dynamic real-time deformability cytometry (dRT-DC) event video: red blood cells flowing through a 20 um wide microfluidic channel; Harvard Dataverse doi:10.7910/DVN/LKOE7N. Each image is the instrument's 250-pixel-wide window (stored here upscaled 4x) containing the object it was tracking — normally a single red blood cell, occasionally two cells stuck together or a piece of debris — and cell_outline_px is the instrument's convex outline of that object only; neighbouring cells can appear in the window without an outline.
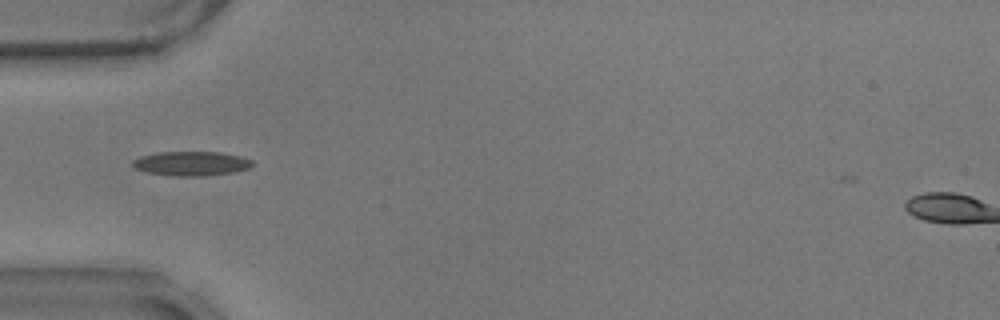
{"species": "common noctule bat (a hibernating species)", "species_latin": "Nyctalus noctula", "temperature_condition": "warm", "stored_images_in_passage": 42, "camera_frame_rate_fps": 3000, "um_per_image_px": 0.085, "animal": {"sex": "male", "body_mass_g": 17.9}, "frame": {"image": 1, "passage_image": 3, "time_ms": 0.667, "image_size_px": [1000, 320], "cell_outline_px": [[252, 164], [248, 168], [236, 172], [204, 176], [172, 176], [148, 172], [136, 168], [132, 164], [132, 160], [140, 156], [160, 152], [220, 152], [240, 156], [252, 160]], "centroid_in_image_um": [16.27, 13.9], "position_along_channel_um": 68.7, "area_um2": 16.94}}
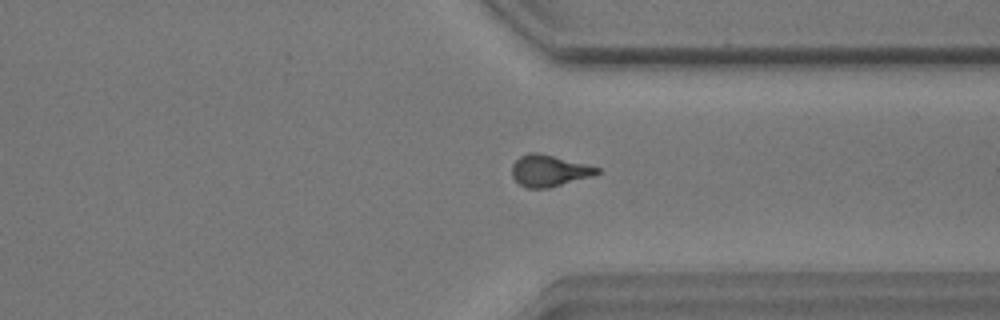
{"frame": {"image": 2, "passage_image": 28, "time_ms": 9.0, "image_size_px": [1000, 320], "cell_outline_px": [[600, 172], [592, 176], [548, 188], [528, 188], [520, 184], [512, 176], [512, 164], [520, 156], [528, 152], [540, 152], [600, 168]], "centroid_in_image_um": [46.65, 14.5], "position_along_channel_um": 364.7, "area_um2": 15.55}}
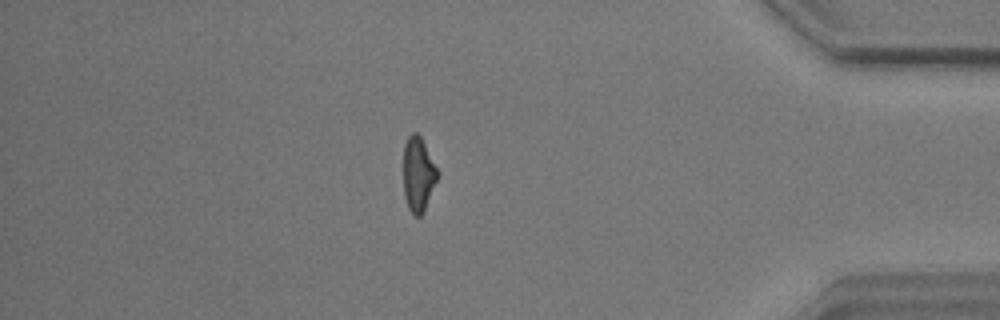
{"frame": {"image": 3, "passage_image": 34, "time_ms": 11.0, "image_size_px": [1000, 320], "cell_outline_px": [[440, 172], [424, 212], [420, 216], [416, 216], [408, 208], [404, 196], [404, 144], [408, 136], [412, 132], [416, 132], [420, 136]], "centroid_in_image_um": [35.56, 14.81], "position_along_channel_um": 399.6, "area_um2": 14.85}}